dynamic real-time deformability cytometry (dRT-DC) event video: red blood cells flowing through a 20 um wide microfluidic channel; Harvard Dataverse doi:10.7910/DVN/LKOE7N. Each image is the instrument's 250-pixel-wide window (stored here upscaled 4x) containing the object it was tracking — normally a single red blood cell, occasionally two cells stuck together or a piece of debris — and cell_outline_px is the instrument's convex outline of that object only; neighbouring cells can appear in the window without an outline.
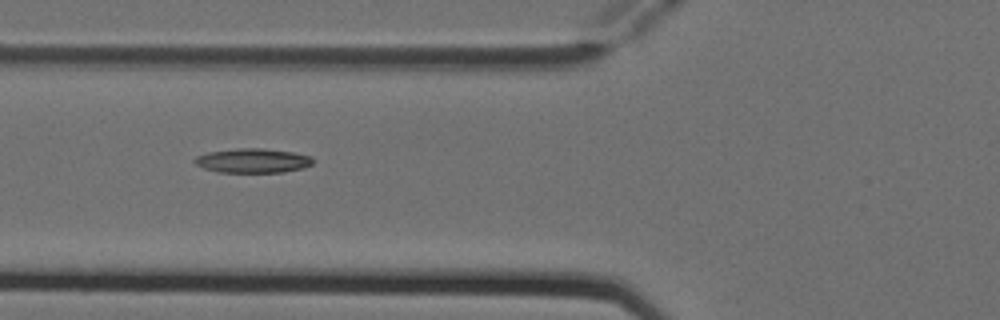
{"species": "Egyptian fruit bat (a non-hibernating species)", "species_latin": "Rousettus aegyptiacus", "temperature_condition": "cold", "stored_images_in_passage": 7, "camera_frame_rate_fps": 3000, "um_per_image_px": 0.085, "animal": {"sex": "female"}, "frame": {"image": 1, "passage_image": 6, "time_ms": 1.667, "image_size_px": [1000, 320], "cell_outline_px": [[312, 164], [304, 168], [284, 172], [220, 172], [204, 168], [196, 164], [192, 160], [196, 156], [208, 152], [236, 148], [264, 148], [292, 152], [312, 156]], "centroid_in_image_um": [21.48, 13.65], "position_along_channel_um": 104.3, "area_um2": 16.82}}
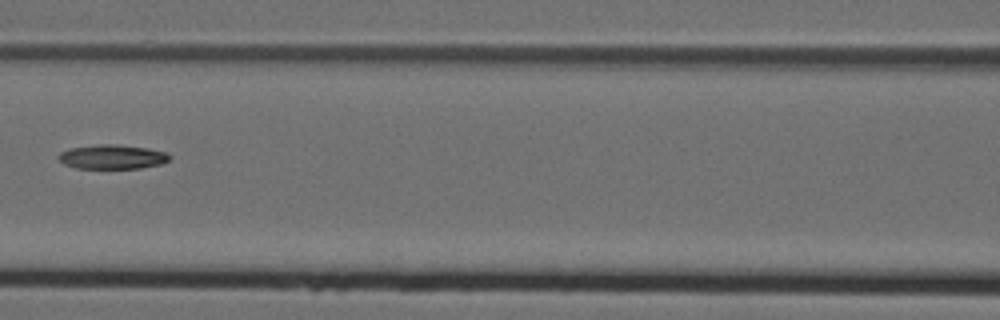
{"frame": {"image": 2, "passage_image": 7, "time_ms": 2.0, "image_size_px": [1000, 320], "cell_outline_px": [[172, 156], [168, 160], [160, 164], [140, 168], [76, 168], [64, 164], [56, 156], [60, 152], [68, 148], [100, 144], [116, 144], [148, 148], [168, 152]], "centroid_in_image_um": [9.54, 13.32], "position_along_channel_um": 157.1, "area_um2": 15.84}}